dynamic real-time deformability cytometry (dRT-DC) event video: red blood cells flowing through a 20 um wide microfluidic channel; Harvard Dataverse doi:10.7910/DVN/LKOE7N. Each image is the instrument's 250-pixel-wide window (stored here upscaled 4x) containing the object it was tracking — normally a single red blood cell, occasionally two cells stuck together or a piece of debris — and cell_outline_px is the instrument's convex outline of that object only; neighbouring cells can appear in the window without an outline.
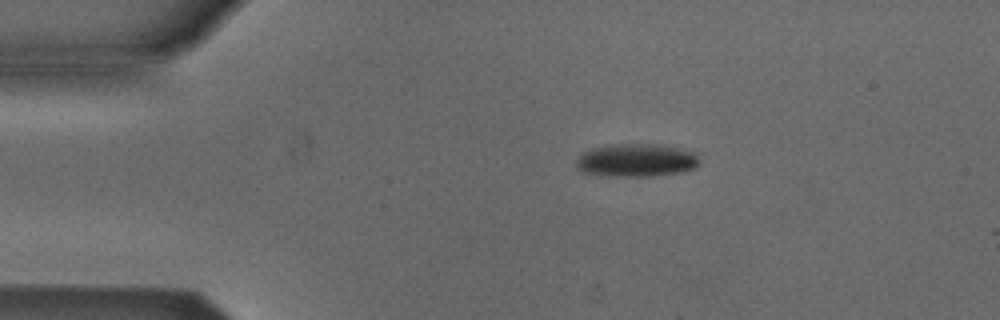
{"species": "Egyptian fruit bat (a non-hibernating species)", "species_latin": "Rousettus aegyptiacus", "temperature_condition": "cold", "stored_images_in_passage": 3, "camera_frame_rate_fps": 3000, "um_per_image_px": 0.085, "animal": {"sex": "male"}, "frame": {"image": 1, "passage_image": 1, "time_ms": 0.0, "image_size_px": [1000, 320], "cell_outline_px": [[700, 164], [696, 168], [684, 172], [648, 176], [608, 176], [580, 172], [576, 168], [576, 160], [584, 152], [592, 148], [612, 144], [656, 144], [696, 152], [700, 160]], "centroid_in_image_um": [54.1, 13.63], "position_along_channel_um": 30.9, "area_um2": 23.93}}